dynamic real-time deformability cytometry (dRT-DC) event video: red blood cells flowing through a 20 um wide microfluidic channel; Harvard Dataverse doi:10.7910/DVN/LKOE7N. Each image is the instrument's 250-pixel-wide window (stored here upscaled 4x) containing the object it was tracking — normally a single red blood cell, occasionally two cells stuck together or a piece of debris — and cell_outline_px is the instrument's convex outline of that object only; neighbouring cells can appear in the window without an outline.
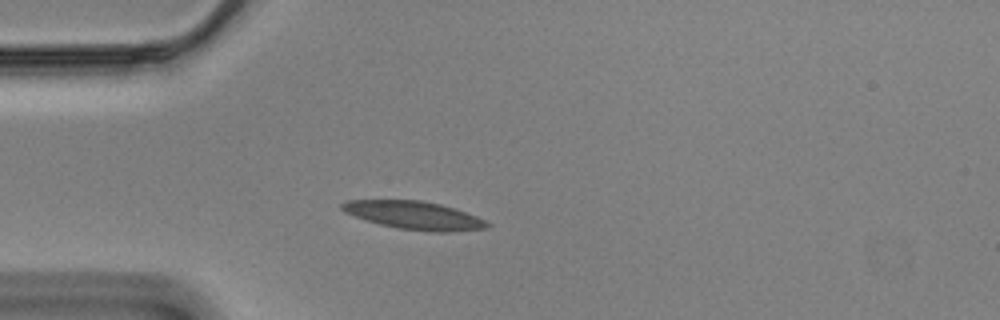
{"species": "Egyptian fruit bat (a non-hibernating species)", "species_latin": "Rousettus aegyptiacus", "temperature_condition": "cold", "stored_images_in_passage": 36, "camera_frame_rate_fps": 3000, "um_per_image_px": 0.085, "animal": {"sex": "male"}, "frame": {"image": 1, "passage_image": 1, "time_ms": 0.0, "image_size_px": [1000, 320], "cell_outline_px": [[492, 224], [488, 228], [448, 232], [432, 232], [400, 228], [380, 224], [364, 220], [344, 212], [340, 208], [340, 204], [348, 200], [420, 200], [440, 204], [476, 216]], "centroid_in_image_um": [35.18, 18.3], "position_along_channel_um": 49.8, "area_um2": 23.64}}
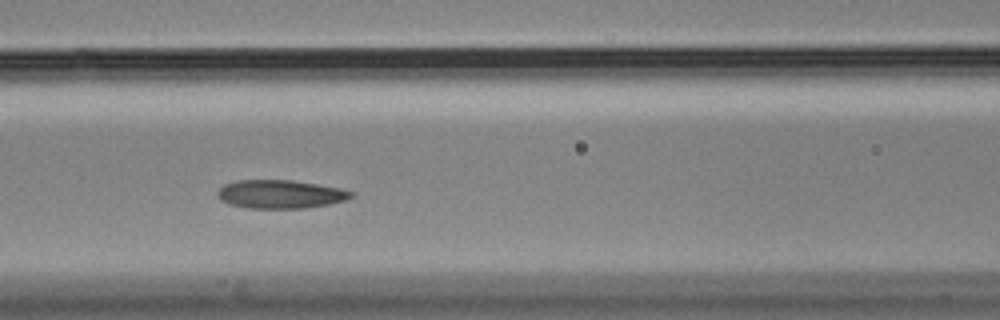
{"frame": {"image": 2, "passage_image": 10, "time_ms": 3.0, "image_size_px": [1000, 320], "cell_outline_px": [[352, 196], [344, 200], [328, 204], [304, 208], [248, 208], [228, 204], [220, 200], [216, 196], [216, 192], [224, 184], [236, 180], [292, 180], [340, 188], [352, 192]], "centroid_in_image_um": [23.75, 16.5], "position_along_channel_um": 142.9, "area_um2": 22.08}}
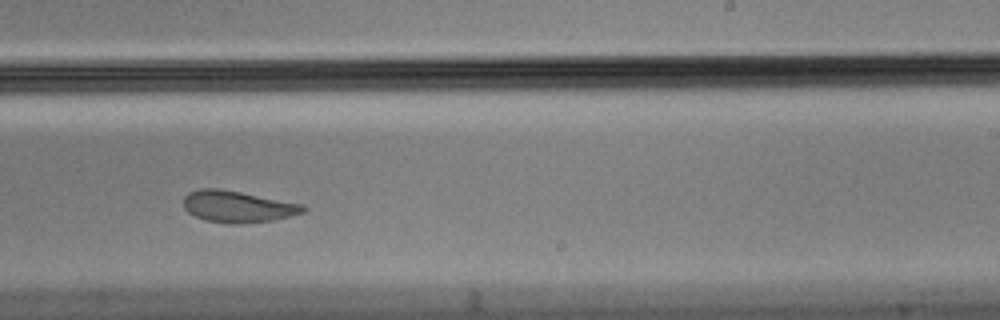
{"frame": {"image": 3, "passage_image": 21, "time_ms": 6.667, "image_size_px": [1000, 320], "cell_outline_px": [[308, 208], [304, 212], [276, 220], [236, 224], [232, 224], [204, 220], [188, 212], [184, 208], [184, 196], [188, 192], [200, 188], [216, 188], [240, 192], [304, 204]], "centroid_in_image_um": [20.22, 17.56], "position_along_channel_um": 268.8, "area_um2": 22.08}, "authors_computed_cell_mechanics": {"area_um2": 22.3975, "velocity_mm_per_s": 3.4465, "shape_relaxation_time_tau1_ms": 6.3495, "shape_relaxation_time_tau2_ms": 1.8431, "deformation_change_tau1": 0.1465, "deformation_change_tau2": 0.067}}